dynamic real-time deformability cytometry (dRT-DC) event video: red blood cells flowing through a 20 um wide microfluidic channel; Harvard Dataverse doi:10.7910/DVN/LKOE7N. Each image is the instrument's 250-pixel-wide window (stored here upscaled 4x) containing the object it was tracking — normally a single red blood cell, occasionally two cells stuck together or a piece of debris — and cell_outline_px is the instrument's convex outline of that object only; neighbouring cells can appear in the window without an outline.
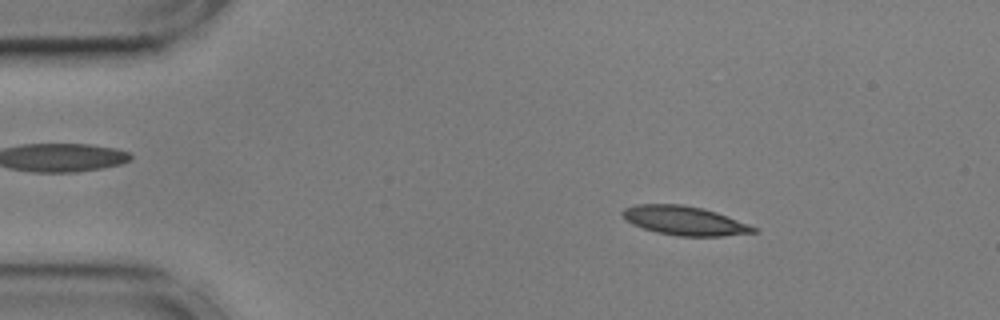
{"species": "common noctule bat (a hibernating species)", "species_latin": "Nyctalus noctula", "temperature_condition": "cold", "stored_images_in_passage": 55, "camera_frame_rate_fps": 3000, "um_per_image_px": 0.085, "animal": {"sex": "male", "body_mass_g": 17.9, "forearm_length_mm": 54.2}, "frame": {"image": 1, "passage_image": 8, "time_ms": 2.333, "image_size_px": [1000, 320], "cell_outline_px": [[760, 232], [720, 236], [676, 236], [656, 232], [632, 224], [624, 220], [620, 212], [624, 208], [636, 204], [680, 204], [704, 208], [716, 212], [760, 228]], "centroid_in_image_um": [58.19, 18.75], "position_along_channel_um": 26.8, "area_um2": 22.43}}
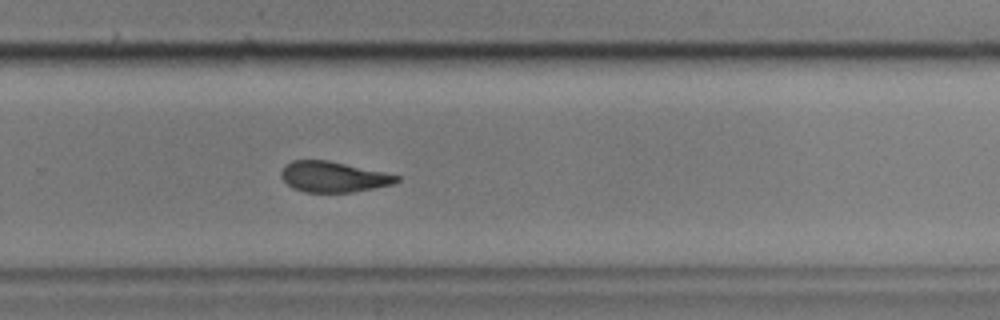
{"frame": {"image": 2, "passage_image": 36, "time_ms": 11.667, "image_size_px": [1000, 320], "cell_outline_px": [[400, 180], [392, 184], [352, 192], [304, 192], [292, 188], [280, 176], [280, 172], [284, 164], [292, 160], [328, 160], [384, 172], [400, 176]], "centroid_in_image_um": [28.29, 15.02], "position_along_channel_um": 301.5, "area_um2": 20.58}}
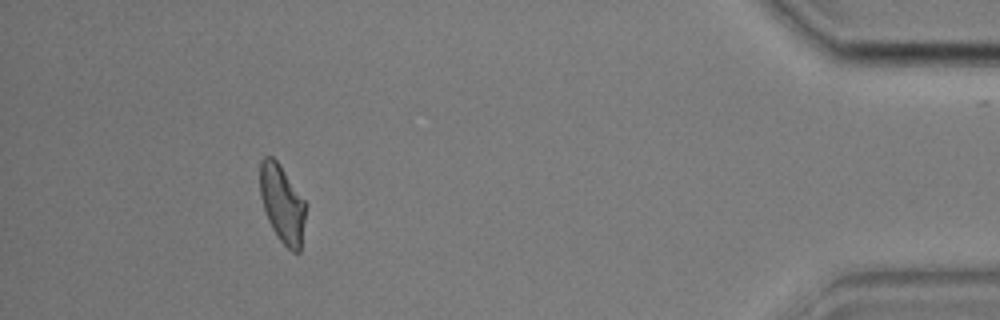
{"frame": {"image": 3, "passage_image": 50, "time_ms": 16.333, "image_size_px": [1000, 320], "cell_outline_px": [[308, 204], [300, 252], [292, 252], [276, 236], [268, 220], [260, 196], [260, 160], [264, 156], [272, 156], [280, 164]], "centroid_in_image_um": [24.02, 17.32], "position_along_channel_um": 411.2, "area_um2": 21.1}, "authors_computed_cell_mechanics": {"area_um2": 21.7328, "velocity_mm_per_s": 3.5876, "shape_relaxation_time_tau1_ms": 9.3529, "shape_relaxation_time_tau2_ms": 4.4489, "deformation_change_tau1": 0.2006, "deformation_change_tau2": 0.1218}}